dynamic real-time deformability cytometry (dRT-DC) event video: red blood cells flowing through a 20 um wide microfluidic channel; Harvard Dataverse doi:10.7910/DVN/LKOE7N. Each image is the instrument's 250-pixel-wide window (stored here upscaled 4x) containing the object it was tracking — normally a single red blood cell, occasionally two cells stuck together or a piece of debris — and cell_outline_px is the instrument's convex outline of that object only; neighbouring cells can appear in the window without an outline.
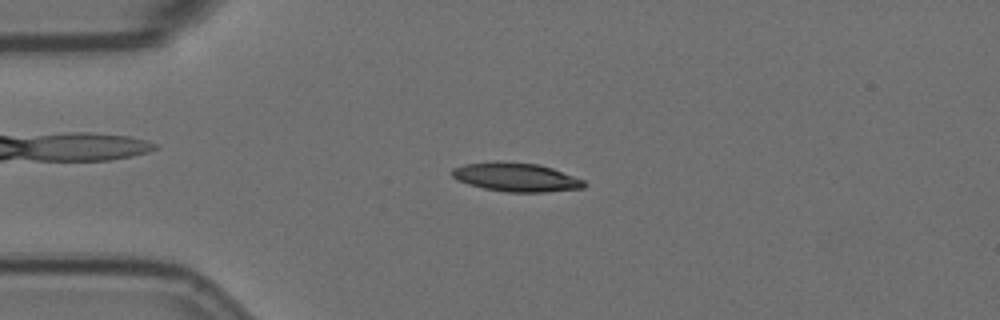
{"species": "Egyptian fruit bat (a non-hibernating species)", "species_latin": "Rousettus aegyptiacus", "temperature_condition": "room temperature", "stored_images_in_passage": 55, "camera_frame_rate_fps": 3000, "um_per_image_px": 0.085, "animal": {"sex": "female"}, "frame": {"image": 1, "passage_image": 11, "time_ms": 3.333, "image_size_px": [1000, 320], "cell_outline_px": [[588, 184], [584, 188], [544, 192], [508, 192], [484, 188], [468, 184], [452, 176], [452, 168], [464, 164], [536, 164], [552, 168], [584, 180]], "centroid_in_image_um": [43.95, 15.11], "position_along_channel_um": 41.1, "area_um2": 21.1}}
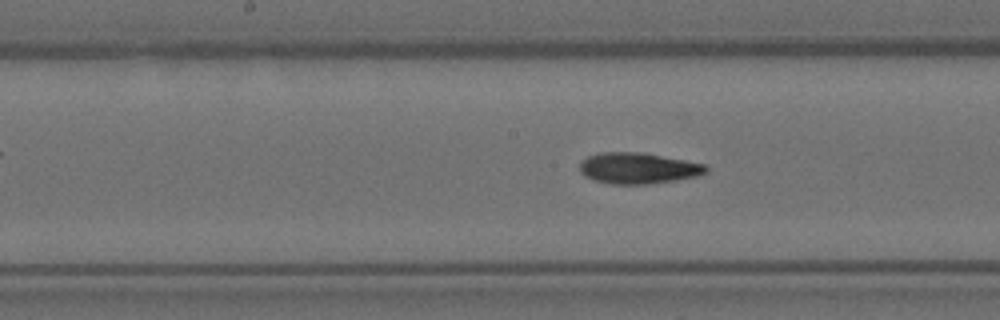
{"frame": {"image": 2, "passage_image": 26, "time_ms": 8.333, "image_size_px": [1000, 320], "cell_outline_px": [[708, 172], [696, 176], [676, 180], [648, 184], [612, 184], [592, 180], [584, 176], [580, 172], [580, 164], [588, 156], [600, 152], [640, 152], [684, 160], [704, 164], [708, 168]], "centroid_in_image_um": [54.22, 14.3], "position_along_channel_um": 194.0, "area_um2": 22.77}}
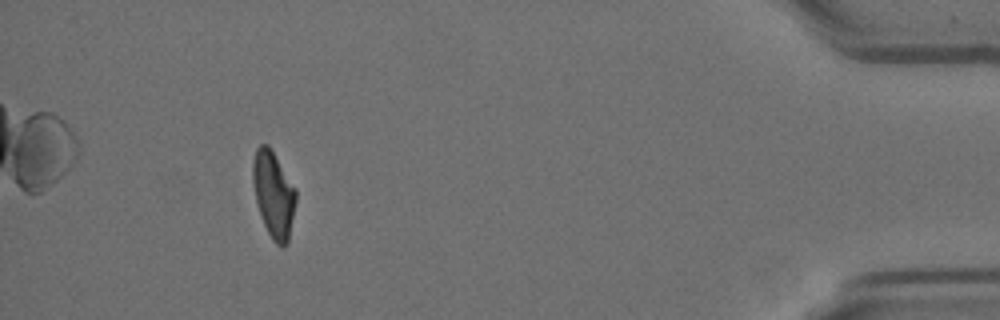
{"frame": {"image": 3, "passage_image": 50, "time_ms": 16.333, "image_size_px": [1000, 320], "cell_outline_px": [[296, 200], [288, 244], [276, 244], [272, 240], [264, 224], [256, 200], [252, 180], [252, 160], [256, 148], [260, 144], [268, 144], [296, 188]], "centroid_in_image_um": [23.25, 16.48], "position_along_channel_um": 412.0, "area_um2": 21.56}, "authors_computed_cell_mechanics": {"area_um2": 22.0796, "velocity_mm_per_s": 3.5316, "shape_relaxation_time_tau1_ms": 5.4259, "shape_relaxation_time_tau2_ms": 3.491, "deformation_change_tau1": 0.2023, "deformation_change_tau2": 0.1124}}